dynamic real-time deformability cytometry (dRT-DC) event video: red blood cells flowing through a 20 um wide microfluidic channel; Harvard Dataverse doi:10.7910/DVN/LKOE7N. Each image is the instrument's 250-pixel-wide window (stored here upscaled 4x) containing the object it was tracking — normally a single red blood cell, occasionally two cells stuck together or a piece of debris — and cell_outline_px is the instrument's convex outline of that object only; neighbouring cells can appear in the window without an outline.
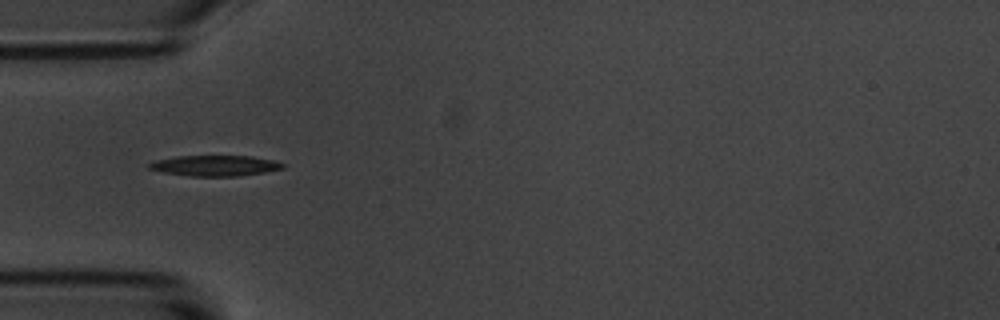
{"species": "common noctule bat (a hibernating species)", "species_latin": "Nyctalus noctula", "temperature_condition": "room temperature", "stored_images_in_passage": 8, "camera_frame_rate_fps": 3000, "um_per_image_px": 0.085, "animal": {"sex": "male", "body_mass_g": 20.1, "forearm_length_mm": 53.5}, "frame": {"image": 1, "passage_image": 2, "time_ms": 1.333, "image_size_px": [1000, 320], "cell_outline_px": [[284, 168], [264, 172], [236, 176], [188, 176], [164, 172], [148, 168], [148, 164], [156, 160], [176, 156], [252, 156], [272, 160], [284, 164]], "centroid_in_image_um": [18.26, 14.08], "position_along_channel_um": 66.7, "area_um2": 15.9}}
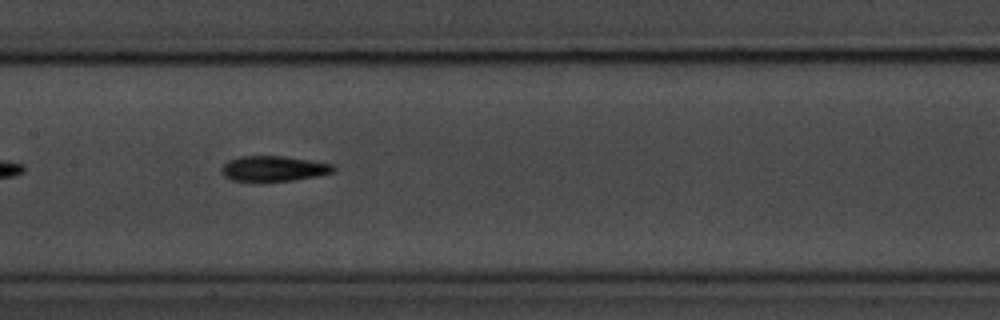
{"frame": {"image": 2, "passage_image": 5, "time_ms": 4.667, "image_size_px": [1000, 320], "cell_outline_px": [[336, 168], [332, 172], [320, 176], [264, 184], [252, 184], [232, 180], [224, 176], [220, 172], [220, 168], [228, 160], [240, 156], [284, 156], [332, 164]], "centroid_in_image_um": [23.17, 14.38], "position_along_channel_um": 184.2, "area_um2": 17.34}}
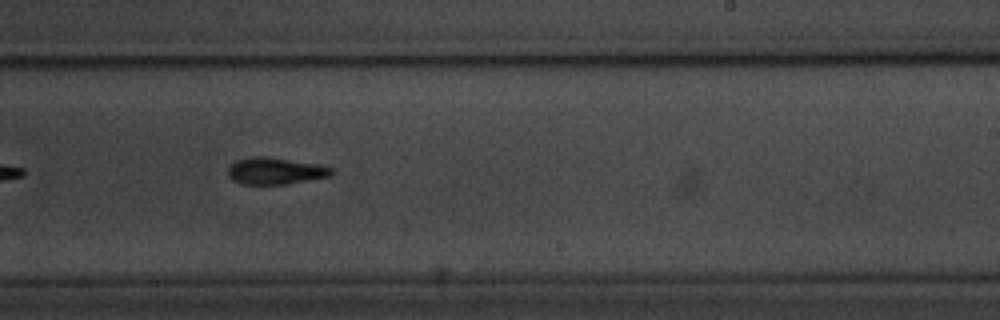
{"frame": {"image": 3, "passage_image": 7, "time_ms": 7.0, "image_size_px": [1000, 320], "cell_outline_px": [[336, 172], [332, 176], [288, 184], [240, 184], [232, 180], [228, 176], [228, 168], [236, 160], [252, 156], [268, 156], [320, 164], [332, 168]], "centroid_in_image_um": [23.44, 14.53], "position_along_channel_um": 265.6, "area_um2": 16.53}}